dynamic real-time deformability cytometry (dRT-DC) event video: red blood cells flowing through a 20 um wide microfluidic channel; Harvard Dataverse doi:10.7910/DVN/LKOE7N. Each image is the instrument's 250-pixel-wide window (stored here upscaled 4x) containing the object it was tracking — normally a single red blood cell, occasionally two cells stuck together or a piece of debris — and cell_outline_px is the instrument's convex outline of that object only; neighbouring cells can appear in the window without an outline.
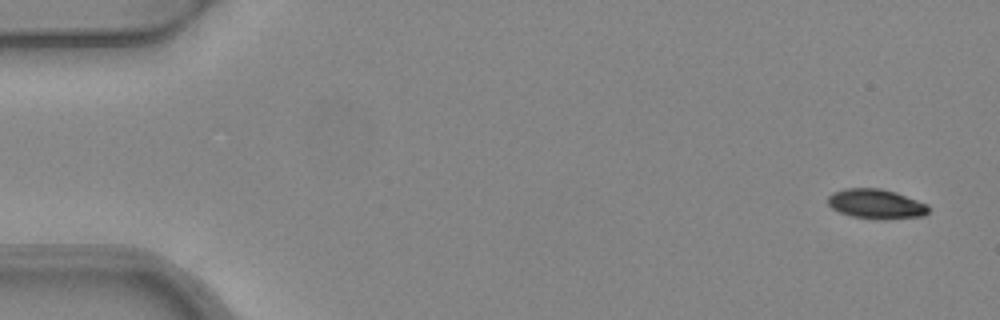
{"species": "common noctule bat (a hibernating species)", "species_latin": "Nyctalus noctula", "temperature_condition": "warm", "stored_images_in_passage": 4, "camera_frame_rate_fps": 3000, "um_per_image_px": 0.085, "animal": {"sex": "female", "body_mass_g": 24.6, "forearm_length_mm": 56.2}, "frame": {"image": 1, "passage_image": 1, "time_ms": 0.0, "image_size_px": [1000, 320], "cell_outline_px": [[928, 212], [924, 216], [880, 220], [852, 216], [840, 212], [832, 208], [828, 204], [828, 196], [832, 192], [844, 188], [880, 188], [896, 192], [928, 204]], "centroid_in_image_um": [74.47, 17.33], "position_along_channel_um": 10.5, "area_um2": 17.51}}
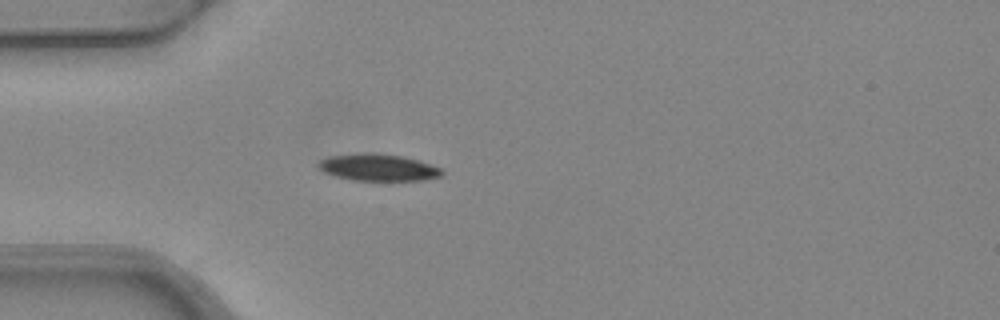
{"frame": {"image": 2, "passage_image": 4, "time_ms": 1.0, "image_size_px": [1000, 320], "cell_outline_px": [[444, 172], [440, 176], [424, 180], [352, 180], [336, 176], [324, 172], [316, 164], [320, 160], [328, 156], [368, 152], [376, 152], [404, 156], [440, 168]], "centroid_in_image_um": [32.11, 14.22], "position_along_channel_um": 52.9, "area_um2": 19.31}}